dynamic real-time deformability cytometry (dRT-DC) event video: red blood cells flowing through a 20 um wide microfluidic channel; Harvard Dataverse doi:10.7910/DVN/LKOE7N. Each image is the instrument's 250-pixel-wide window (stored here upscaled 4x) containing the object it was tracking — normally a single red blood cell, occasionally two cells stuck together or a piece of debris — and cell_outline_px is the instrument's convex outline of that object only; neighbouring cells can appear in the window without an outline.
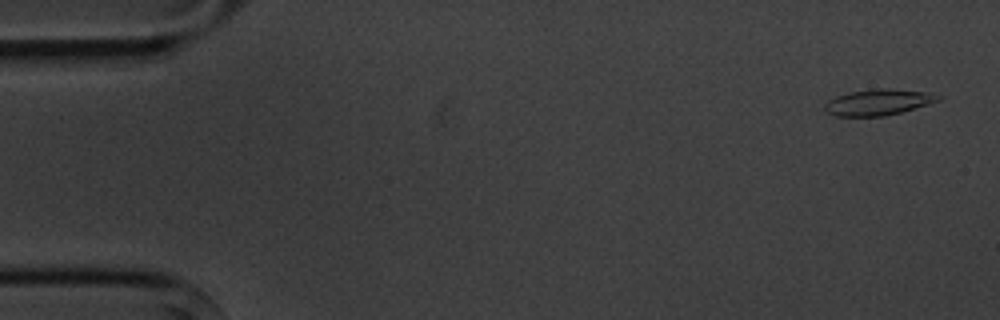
{"species": "common noctule bat (a hibernating species)", "species_latin": "Nyctalus noctula", "temperature_condition": "cold", "stored_images_in_passage": 6, "camera_frame_rate_fps": 3000, "um_per_image_px": 0.085, "animal": {"sex": "male", "body_mass_g": 20.1, "forearm_length_mm": 53.5}, "frame": {"image": 1, "passage_image": 1, "time_ms": 0.0, "image_size_px": [1000, 320], "cell_outline_px": [[944, 96], [940, 100], [900, 112], [884, 116], [836, 116], [824, 112], [824, 104], [828, 100], [836, 96], [848, 92], [880, 88], [888, 88], [924, 92]], "centroid_in_image_um": [74.59, 8.69], "position_along_channel_um": 10.4, "area_um2": 17.11}}
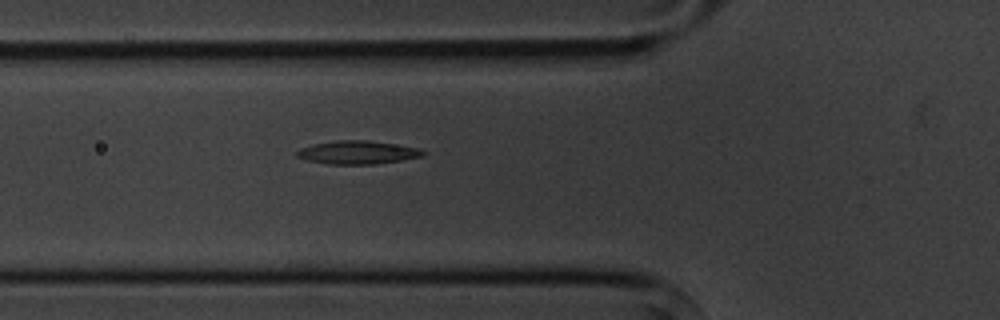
{"frame": {"image": 2, "passage_image": 6, "time_ms": 5.667, "image_size_px": [1000, 320], "cell_outline_px": [[424, 156], [404, 160], [376, 164], [328, 164], [308, 160], [296, 156], [296, 152], [300, 148], [316, 144], [336, 140], [368, 140], [420, 148], [424, 152]], "centroid_in_image_um": [30.43, 12.96], "position_along_channel_um": 95.4, "area_um2": 17.05}}